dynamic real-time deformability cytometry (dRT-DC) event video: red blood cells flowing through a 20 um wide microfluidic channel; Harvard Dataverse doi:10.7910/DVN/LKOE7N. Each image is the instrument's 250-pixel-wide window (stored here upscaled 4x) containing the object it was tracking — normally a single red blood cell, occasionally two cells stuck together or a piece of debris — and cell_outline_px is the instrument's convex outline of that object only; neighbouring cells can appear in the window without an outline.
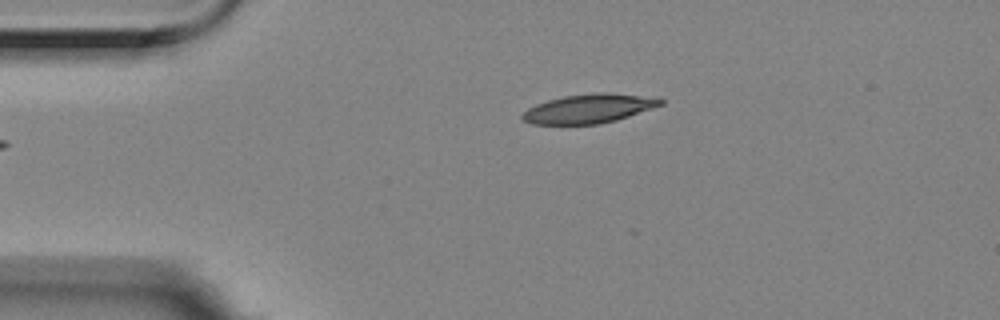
{"species": "Egyptian fruit bat (a non-hibernating species)", "species_latin": "Rousettus aegyptiacus", "temperature_condition": "room temperature", "stored_images_in_passage": 4, "camera_frame_rate_fps": 3000, "um_per_image_px": 0.085, "animal": {"sex": "female"}, "frame": {"image": 1, "passage_image": 4, "time_ms": 1.0, "image_size_px": [1000, 320], "cell_outline_px": [[664, 104], [616, 120], [600, 124], [532, 124], [524, 120], [520, 116], [528, 108], [536, 104], [548, 100], [564, 96], [596, 92], [612, 92], [660, 96], [664, 100]], "centroid_in_image_um": [50.14, 9.2], "position_along_channel_um": 34.9, "area_um2": 23.76}}